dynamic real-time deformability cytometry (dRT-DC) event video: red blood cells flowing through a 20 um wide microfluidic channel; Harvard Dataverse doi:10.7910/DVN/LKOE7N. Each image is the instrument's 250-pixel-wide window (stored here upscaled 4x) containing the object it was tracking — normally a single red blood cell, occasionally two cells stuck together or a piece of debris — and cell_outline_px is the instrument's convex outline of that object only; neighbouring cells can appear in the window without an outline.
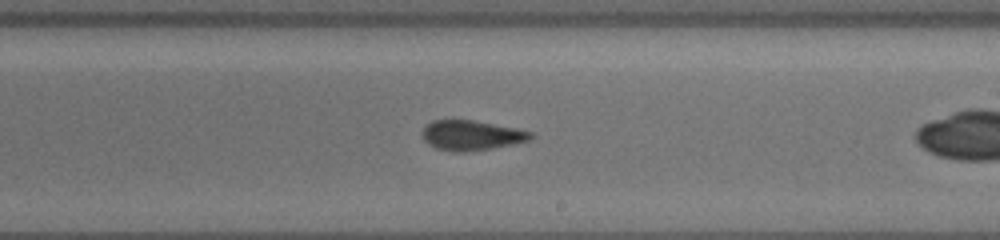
{"species": "common noctule bat (a hibernating species)", "species_latin": "Nyctalus noctula", "temperature_condition": "cold", "stored_images_in_passage": 14, "camera_frame_rate_fps": 3000, "um_per_image_px": 0.085, "animal": {"sex": "female", "body_mass_g": 19.5, "forearm_length_mm": 54.1}, "frame": {"image": 1, "passage_image": 12, "time_ms": 5.333, "image_size_px": [1000, 240], "cell_outline_px": [[536, 136], [532, 140], [492, 148], [464, 152], [452, 152], [436, 148], [428, 144], [424, 140], [420, 132], [432, 120], [472, 120], [516, 128], [532, 132]], "centroid_in_image_um": [40.08, 11.51], "position_along_channel_um": 248.9, "area_um2": 19.02}}